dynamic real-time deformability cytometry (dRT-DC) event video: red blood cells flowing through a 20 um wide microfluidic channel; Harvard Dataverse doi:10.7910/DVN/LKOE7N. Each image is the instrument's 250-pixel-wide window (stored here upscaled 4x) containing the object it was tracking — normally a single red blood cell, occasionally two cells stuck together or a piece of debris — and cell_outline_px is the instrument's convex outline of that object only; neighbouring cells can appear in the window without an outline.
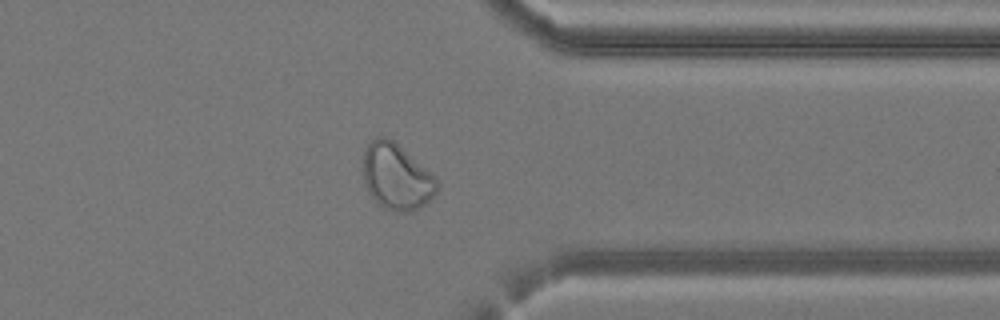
{"species": "common noctule bat (a hibernating species)", "species_latin": "Nyctalus noctula", "temperature_condition": "cold", "stored_images_in_passage": 29, "camera_frame_rate_fps": 3000, "um_per_image_px": 0.085, "animal": {"sex": "female", "body_mass_g": 24.6, "forearm_length_mm": 56.2}, "frame": {"image": 1, "passage_image": 21, "time_ms": 6.667, "image_size_px": [1000, 320], "cell_outline_px": [[436, 192], [420, 208], [408, 212], [396, 212], [384, 208], [368, 192], [364, 184], [364, 148], [376, 136], [384, 136], [392, 140], [436, 176]], "centroid_in_image_um": [33.68, 15.02], "position_along_channel_um": 377.7, "area_um2": 28.09}}